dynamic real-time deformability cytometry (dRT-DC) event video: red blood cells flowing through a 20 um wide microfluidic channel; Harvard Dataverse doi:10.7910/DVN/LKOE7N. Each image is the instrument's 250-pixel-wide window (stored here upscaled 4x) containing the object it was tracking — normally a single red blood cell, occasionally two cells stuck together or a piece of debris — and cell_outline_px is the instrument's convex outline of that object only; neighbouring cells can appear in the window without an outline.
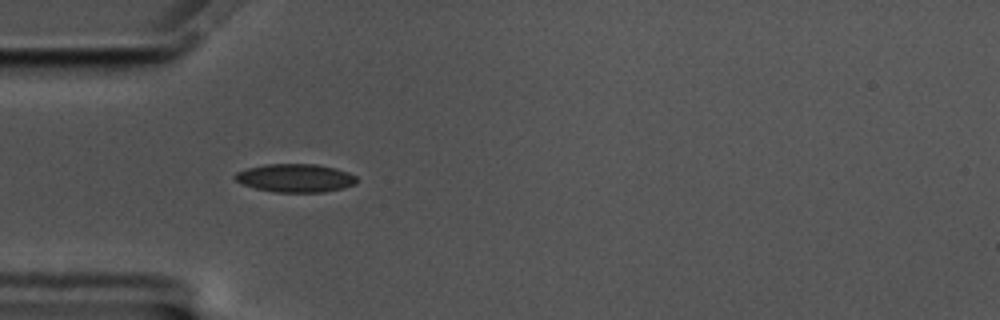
{"species": "common noctule bat (a hibernating species)", "species_latin": "Nyctalus noctula", "temperature_condition": "cold", "stored_images_in_passage": 15, "camera_frame_rate_fps": 3000, "um_per_image_px": 0.085, "animal": {"sex": "male", "body_mass_g": 17.5, "forearm_length_mm": 52.3}, "frame": {"image": 1, "passage_image": 7, "time_ms": 2.0, "image_size_px": [1000, 320], "cell_outline_px": [[356, 184], [344, 188], [324, 192], [276, 192], [256, 188], [244, 184], [236, 180], [232, 176], [236, 172], [248, 168], [264, 164], [316, 164], [336, 168], [348, 172], [356, 176]], "centroid_in_image_um": [25.12, 15.13], "position_along_channel_um": 59.9, "area_um2": 20.06}}